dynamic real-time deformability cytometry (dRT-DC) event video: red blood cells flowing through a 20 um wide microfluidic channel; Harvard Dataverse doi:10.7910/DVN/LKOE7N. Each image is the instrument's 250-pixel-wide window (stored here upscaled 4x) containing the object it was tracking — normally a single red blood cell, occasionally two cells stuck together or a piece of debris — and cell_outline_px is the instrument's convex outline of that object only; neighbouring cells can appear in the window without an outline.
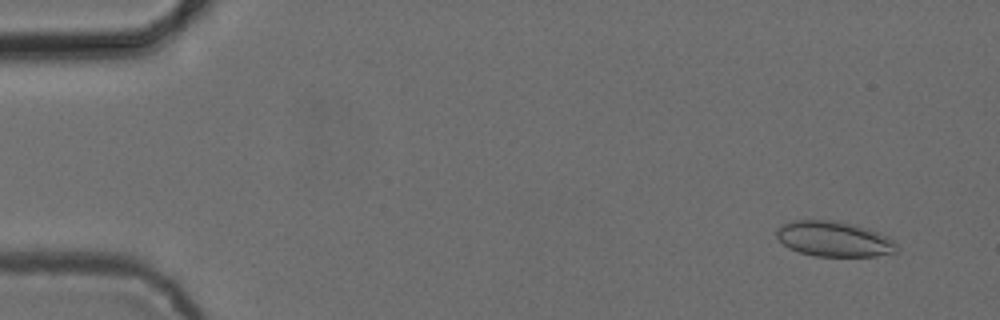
{"species": "common noctule bat (a hibernating species)", "species_latin": "Nyctalus noctula", "temperature_condition": "cold", "stored_images_in_passage": 53, "camera_frame_rate_fps": 3000, "um_per_image_px": 0.085, "animal": {"sex": "female", "body_mass_g": 24.6, "forearm_length_mm": 56.2}, "frame": {"image": 1, "passage_image": 4, "time_ms": 1.0, "image_size_px": [1000, 320], "cell_outline_px": [[900, 248], [896, 252], [876, 256], [816, 256], [800, 252], [788, 248], [776, 236], [776, 232], [784, 224], [792, 220], [836, 220], [868, 228], [888, 236]], "centroid_in_image_um": [70.92, 20.31], "position_along_channel_um": 14.1, "area_um2": 24.68}}
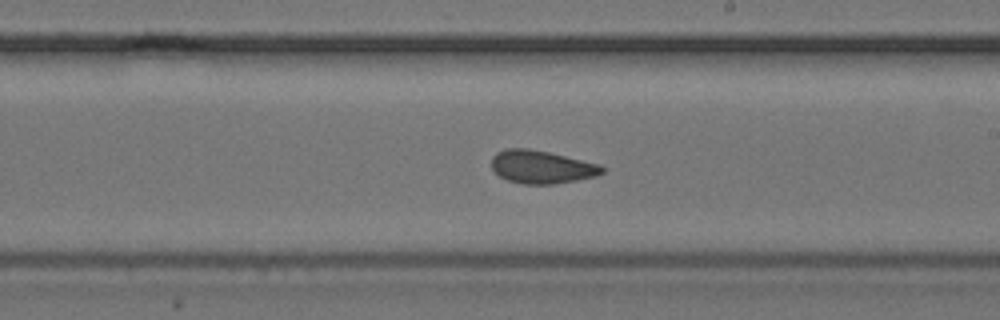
{"frame": {"image": 2, "passage_image": 31, "time_ms": 10.0, "image_size_px": [1000, 320], "cell_outline_px": [[608, 168], [604, 172], [596, 176], [556, 184], [524, 184], [508, 180], [500, 176], [492, 168], [492, 156], [496, 152], [508, 148], [528, 148], [548, 152], [600, 164]], "centroid_in_image_um": [46.06, 14.19], "position_along_channel_um": 242.9, "area_um2": 21.33}}
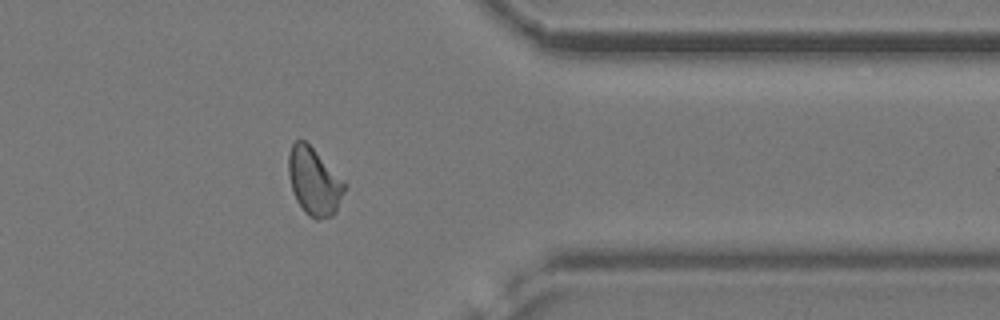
{"frame": {"image": 3, "passage_image": 43, "time_ms": 14.0, "image_size_px": [1000, 320], "cell_outline_px": [[348, 184], [336, 212], [332, 216], [316, 220], [304, 212], [296, 200], [292, 188], [288, 172], [288, 156], [292, 144], [296, 140], [304, 140]], "centroid_in_image_um": [26.71, 15.45], "position_along_channel_um": 384.7, "area_um2": 21.96}, "authors_computed_cell_mechanics": {"area_um2": 21.964, "velocity_mm_per_s": 3.8719, "shape_relaxation_time_tau1_ms": null, "shape_relaxation_time_tau2_ms": 1.1917, "deformation_change_tau1": null, "deformation_change_tau2": 0.0681}}